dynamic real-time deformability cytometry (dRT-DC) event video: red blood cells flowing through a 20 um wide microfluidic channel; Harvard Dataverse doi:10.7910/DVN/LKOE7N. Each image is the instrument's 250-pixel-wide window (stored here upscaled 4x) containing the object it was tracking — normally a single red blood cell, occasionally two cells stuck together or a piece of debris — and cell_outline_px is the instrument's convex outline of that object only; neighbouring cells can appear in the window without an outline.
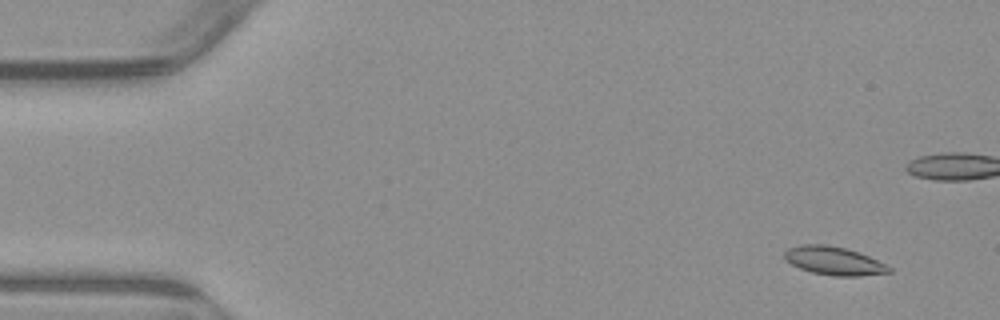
{"species": "common noctule bat (a hibernating species)", "species_latin": "Nyctalus noctula", "temperature_condition": "warm", "stored_images_in_passage": 5, "camera_frame_rate_fps": 3000, "um_per_image_px": 0.085, "animal": {"sex": "male", "body_mass_g": 23.1, "forearm_length_mm": 52.7}, "frame": {"image": 1, "passage_image": 1, "time_ms": 0.0, "image_size_px": [1000, 320], "cell_outline_px": [[892, 272], [860, 276], [832, 276], [812, 272], [800, 268], [784, 260], [784, 252], [788, 248], [800, 244], [824, 244], [844, 248], [868, 256], [892, 268]], "centroid_in_image_um": [70.84, 22.17], "position_along_channel_um": 14.2, "area_um2": 17.17}}